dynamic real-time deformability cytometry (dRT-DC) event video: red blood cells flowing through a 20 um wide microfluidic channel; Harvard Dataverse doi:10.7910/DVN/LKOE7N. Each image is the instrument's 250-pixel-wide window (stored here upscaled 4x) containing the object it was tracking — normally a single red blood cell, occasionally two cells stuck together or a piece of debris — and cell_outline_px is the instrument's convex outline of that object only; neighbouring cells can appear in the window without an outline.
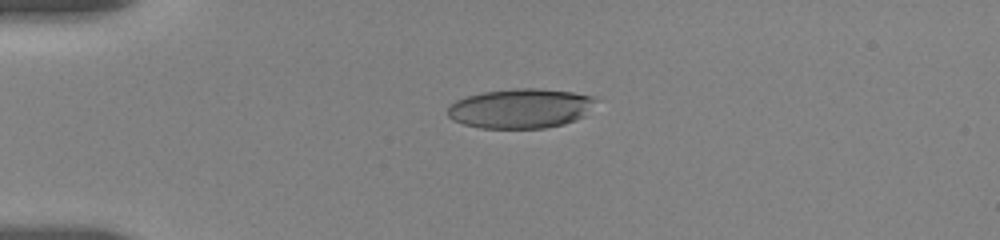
{"species": "human", "species_latin": "Homo sapiens", "temperature_condition": "room temperature", "stored_images_in_passage": 36, "camera_frame_rate_fps": 3000, "um_per_image_px": 0.085, "donor": {"sex": "female"}, "frame": {"image": 1, "passage_image": 1, "time_ms": 0.0, "image_size_px": [1000, 240], "cell_outline_px": [[596, 100], [584, 116], [576, 120], [564, 124], [544, 128], [480, 128], [464, 124], [452, 120], [448, 116], [448, 108], [456, 100], [468, 96], [484, 92], [512, 88], [540, 88], [572, 92], [596, 96]], "centroid_in_image_um": [44.26, 9.21], "position_along_channel_um": 40.7, "area_um2": 34.22}}
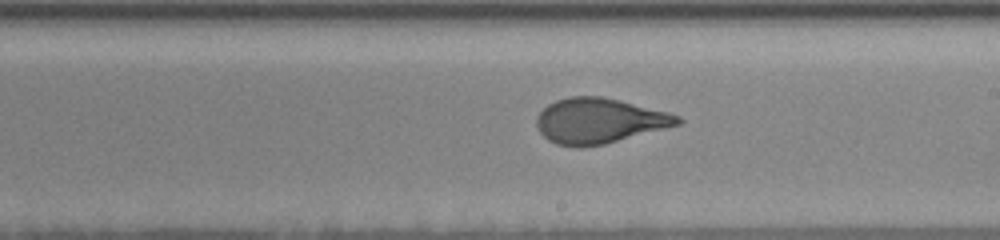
{"frame": {"image": 2, "passage_image": 21, "time_ms": 6.333, "image_size_px": [1000, 240], "cell_outline_px": [[684, 120], [680, 124], [604, 144], [580, 148], [576, 148], [556, 144], [548, 140], [540, 132], [536, 124], [536, 116], [548, 104], [556, 100], [568, 96], [600, 96], [620, 100], [668, 112], [680, 116]], "centroid_in_image_um": [50.91, 10.27], "position_along_channel_um": 238.1, "area_um2": 37.22}}
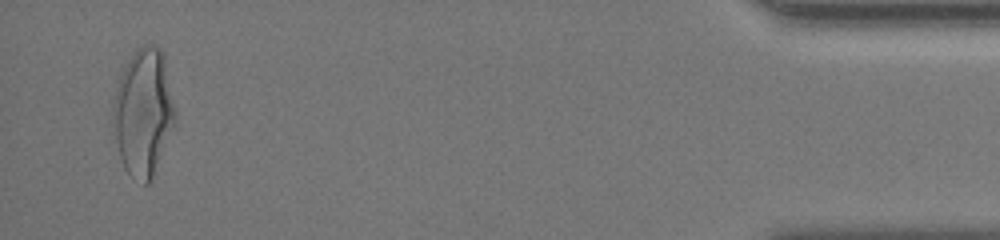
{"frame": {"image": 3, "passage_image": 35, "time_ms": 13.333, "image_size_px": [1000, 240], "cell_outline_px": [[176, 120], [152, 176], [148, 184], [144, 184], [128, 172], [124, 168], [120, 156], [116, 140], [112, 120], [112, 104], [116, 88], [120, 76], [128, 60], [136, 48], [144, 44], [148, 44], [160, 48], [164, 52], [176, 116]], "centroid_in_image_um": [12.18, 9.48], "position_along_channel_um": 423.0, "area_um2": 45.55}, "authors_computed_cell_mechanics": {"area_um2": 37.1943, "velocity_mm_per_s": 3.6618, "shape_relaxation_time_tau1_ms": 3.9454, "shape_relaxation_time_tau2_ms": 0.9057, "deformation_change_tau1": 0.1889, "deformation_change_tau2": 0.0851}}